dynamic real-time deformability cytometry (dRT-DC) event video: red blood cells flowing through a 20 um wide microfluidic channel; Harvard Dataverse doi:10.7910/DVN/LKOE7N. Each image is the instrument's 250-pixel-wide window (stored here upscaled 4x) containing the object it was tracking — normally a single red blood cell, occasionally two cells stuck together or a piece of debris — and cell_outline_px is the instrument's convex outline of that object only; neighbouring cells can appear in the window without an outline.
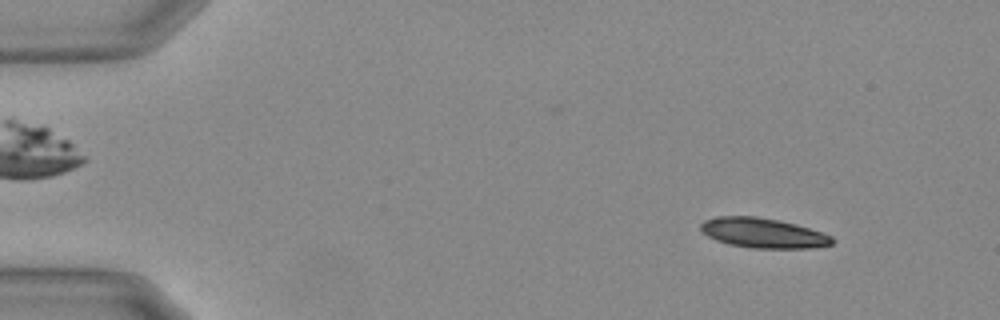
{"species": "Egyptian fruit bat (a non-hibernating species)", "species_latin": "Rousettus aegyptiacus", "temperature_condition": "warm", "stored_images_in_passage": 54, "camera_frame_rate_fps": 3000, "um_per_image_px": 0.085, "animal": {"sex": "female"}, "frame": {"image": 1, "passage_image": 6, "time_ms": 1.667, "image_size_px": [1000, 320], "cell_outline_px": [[836, 240], [832, 244], [812, 248], [752, 248], [728, 244], [716, 240], [700, 232], [700, 224], [704, 220], [716, 216], [756, 216], [780, 220], [796, 224], [832, 236]], "centroid_in_image_um": [64.83, 19.8], "position_along_channel_um": 20.2, "area_um2": 23.06}}
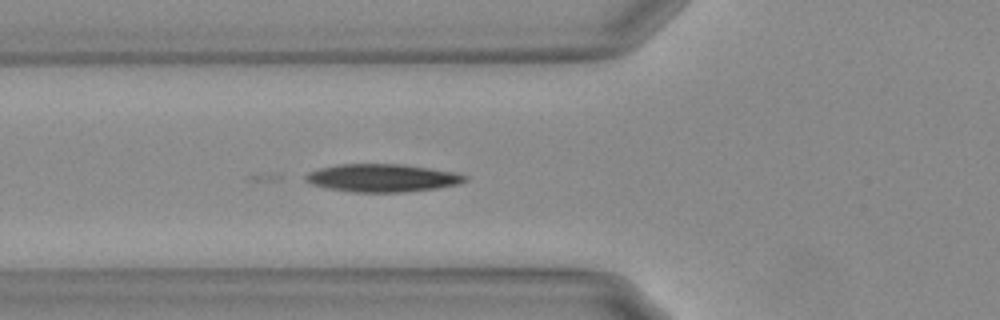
{"frame": {"image": 2, "passage_image": 20, "time_ms": 6.333, "image_size_px": [1000, 320], "cell_outline_px": [[468, 180], [460, 184], [436, 188], [404, 192], [352, 192], [328, 188], [312, 184], [304, 180], [304, 176], [308, 172], [320, 168], [336, 164], [404, 164], [456, 172], [468, 176]], "centroid_in_image_um": [32.51, 15.12], "position_along_channel_um": 93.3, "area_um2": 26.07}}
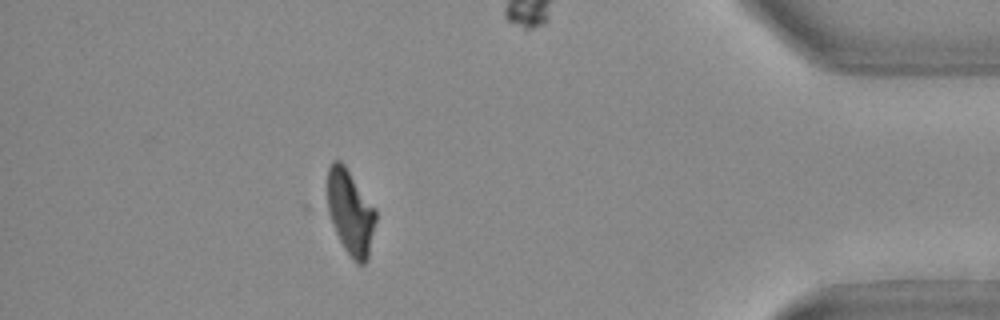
{"frame": {"image": 3, "passage_image": 49, "time_ms": 16.0, "image_size_px": [1000, 320], "cell_outline_px": [[376, 220], [368, 260], [364, 264], [356, 264], [352, 260], [344, 248], [320, 208], [328, 168], [332, 160], [340, 160], [344, 164], [376, 208]], "centroid_in_image_um": [29.65, 18.01], "position_along_channel_um": 405.5, "area_um2": 25.95}, "authors_computed_cell_mechanics": {"area_um2": 24.9118, "velocity_mm_per_s": 3.6793, "shape_relaxation_time_tau1_ms": 10.5517, "shape_relaxation_time_tau2_ms": null, "deformation_change_tau1": 0.2642, "deformation_change_tau2": null}}